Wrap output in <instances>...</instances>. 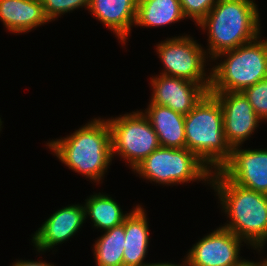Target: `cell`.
Returning a JSON list of instances; mask_svg holds the SVG:
<instances>
[{"label":"cell","mask_w":267,"mask_h":266,"mask_svg":"<svg viewBox=\"0 0 267 266\" xmlns=\"http://www.w3.org/2000/svg\"><path fill=\"white\" fill-rule=\"evenodd\" d=\"M143 113L157 134L160 147L186 148L185 115L169 107L149 103Z\"/></svg>","instance_id":"cell-15"},{"label":"cell","mask_w":267,"mask_h":266,"mask_svg":"<svg viewBox=\"0 0 267 266\" xmlns=\"http://www.w3.org/2000/svg\"><path fill=\"white\" fill-rule=\"evenodd\" d=\"M138 0H90L89 11L124 44L136 22Z\"/></svg>","instance_id":"cell-14"},{"label":"cell","mask_w":267,"mask_h":266,"mask_svg":"<svg viewBox=\"0 0 267 266\" xmlns=\"http://www.w3.org/2000/svg\"><path fill=\"white\" fill-rule=\"evenodd\" d=\"M209 184L230 219L221 227L261 251L267 241V194L235 184L220 170L212 171Z\"/></svg>","instance_id":"cell-1"},{"label":"cell","mask_w":267,"mask_h":266,"mask_svg":"<svg viewBox=\"0 0 267 266\" xmlns=\"http://www.w3.org/2000/svg\"><path fill=\"white\" fill-rule=\"evenodd\" d=\"M47 144L62 163L96 183L107 172L113 158L107 119H93L66 138Z\"/></svg>","instance_id":"cell-2"},{"label":"cell","mask_w":267,"mask_h":266,"mask_svg":"<svg viewBox=\"0 0 267 266\" xmlns=\"http://www.w3.org/2000/svg\"><path fill=\"white\" fill-rule=\"evenodd\" d=\"M262 266H267V258L259 262Z\"/></svg>","instance_id":"cell-27"},{"label":"cell","mask_w":267,"mask_h":266,"mask_svg":"<svg viewBox=\"0 0 267 266\" xmlns=\"http://www.w3.org/2000/svg\"><path fill=\"white\" fill-rule=\"evenodd\" d=\"M1 125H2V121H1V118H0V131H1Z\"/></svg>","instance_id":"cell-28"},{"label":"cell","mask_w":267,"mask_h":266,"mask_svg":"<svg viewBox=\"0 0 267 266\" xmlns=\"http://www.w3.org/2000/svg\"><path fill=\"white\" fill-rule=\"evenodd\" d=\"M49 21L55 20L67 12L85 6L89 9L90 0H40Z\"/></svg>","instance_id":"cell-22"},{"label":"cell","mask_w":267,"mask_h":266,"mask_svg":"<svg viewBox=\"0 0 267 266\" xmlns=\"http://www.w3.org/2000/svg\"><path fill=\"white\" fill-rule=\"evenodd\" d=\"M260 18L253 0H217L198 24L208 29V53L213 60L222 52L233 50L260 37Z\"/></svg>","instance_id":"cell-3"},{"label":"cell","mask_w":267,"mask_h":266,"mask_svg":"<svg viewBox=\"0 0 267 266\" xmlns=\"http://www.w3.org/2000/svg\"><path fill=\"white\" fill-rule=\"evenodd\" d=\"M147 266H189L188 265V262H187V260H186V258H185V261H183V264L181 265H177V264H172V263H149Z\"/></svg>","instance_id":"cell-25"},{"label":"cell","mask_w":267,"mask_h":266,"mask_svg":"<svg viewBox=\"0 0 267 266\" xmlns=\"http://www.w3.org/2000/svg\"><path fill=\"white\" fill-rule=\"evenodd\" d=\"M240 266H262L259 262H254V261H245L242 265Z\"/></svg>","instance_id":"cell-26"},{"label":"cell","mask_w":267,"mask_h":266,"mask_svg":"<svg viewBox=\"0 0 267 266\" xmlns=\"http://www.w3.org/2000/svg\"><path fill=\"white\" fill-rule=\"evenodd\" d=\"M124 222L106 230L94 244L96 266H123Z\"/></svg>","instance_id":"cell-20"},{"label":"cell","mask_w":267,"mask_h":266,"mask_svg":"<svg viewBox=\"0 0 267 266\" xmlns=\"http://www.w3.org/2000/svg\"><path fill=\"white\" fill-rule=\"evenodd\" d=\"M85 219V207L82 205L75 204L57 210L35 232L32 243L38 252L52 249L75 235Z\"/></svg>","instance_id":"cell-13"},{"label":"cell","mask_w":267,"mask_h":266,"mask_svg":"<svg viewBox=\"0 0 267 266\" xmlns=\"http://www.w3.org/2000/svg\"><path fill=\"white\" fill-rule=\"evenodd\" d=\"M259 39L257 37L214 58L225 56L227 59L211 68L209 92H242L267 78V39Z\"/></svg>","instance_id":"cell-5"},{"label":"cell","mask_w":267,"mask_h":266,"mask_svg":"<svg viewBox=\"0 0 267 266\" xmlns=\"http://www.w3.org/2000/svg\"><path fill=\"white\" fill-rule=\"evenodd\" d=\"M85 216H90L93 225L104 231L124 222L129 213L123 214L120 204L118 205L109 195L94 194L86 199Z\"/></svg>","instance_id":"cell-19"},{"label":"cell","mask_w":267,"mask_h":266,"mask_svg":"<svg viewBox=\"0 0 267 266\" xmlns=\"http://www.w3.org/2000/svg\"><path fill=\"white\" fill-rule=\"evenodd\" d=\"M141 205L135 207L124 220L125 247L123 266H147L144 263L149 244L148 222Z\"/></svg>","instance_id":"cell-17"},{"label":"cell","mask_w":267,"mask_h":266,"mask_svg":"<svg viewBox=\"0 0 267 266\" xmlns=\"http://www.w3.org/2000/svg\"><path fill=\"white\" fill-rule=\"evenodd\" d=\"M134 171L142 178L163 185L196 180L210 182L212 174L211 168L187 148L165 147L153 151L134 168Z\"/></svg>","instance_id":"cell-6"},{"label":"cell","mask_w":267,"mask_h":266,"mask_svg":"<svg viewBox=\"0 0 267 266\" xmlns=\"http://www.w3.org/2000/svg\"><path fill=\"white\" fill-rule=\"evenodd\" d=\"M150 103L166 106L183 115L188 114L208 93L198 83L160 74L151 79Z\"/></svg>","instance_id":"cell-12"},{"label":"cell","mask_w":267,"mask_h":266,"mask_svg":"<svg viewBox=\"0 0 267 266\" xmlns=\"http://www.w3.org/2000/svg\"><path fill=\"white\" fill-rule=\"evenodd\" d=\"M254 112L261 120L267 121V78L242 91Z\"/></svg>","instance_id":"cell-21"},{"label":"cell","mask_w":267,"mask_h":266,"mask_svg":"<svg viewBox=\"0 0 267 266\" xmlns=\"http://www.w3.org/2000/svg\"><path fill=\"white\" fill-rule=\"evenodd\" d=\"M185 19L179 0H138L135 25L159 27Z\"/></svg>","instance_id":"cell-18"},{"label":"cell","mask_w":267,"mask_h":266,"mask_svg":"<svg viewBox=\"0 0 267 266\" xmlns=\"http://www.w3.org/2000/svg\"><path fill=\"white\" fill-rule=\"evenodd\" d=\"M184 125L186 148L211 171L219 170L230 159L232 149L224 137L222 108L210 92L185 115Z\"/></svg>","instance_id":"cell-4"},{"label":"cell","mask_w":267,"mask_h":266,"mask_svg":"<svg viewBox=\"0 0 267 266\" xmlns=\"http://www.w3.org/2000/svg\"><path fill=\"white\" fill-rule=\"evenodd\" d=\"M111 130L112 157L120 155L134 168L160 147L157 134L143 112L107 120Z\"/></svg>","instance_id":"cell-7"},{"label":"cell","mask_w":267,"mask_h":266,"mask_svg":"<svg viewBox=\"0 0 267 266\" xmlns=\"http://www.w3.org/2000/svg\"><path fill=\"white\" fill-rule=\"evenodd\" d=\"M223 112L224 137L232 148L242 145L262 121L242 92H210Z\"/></svg>","instance_id":"cell-10"},{"label":"cell","mask_w":267,"mask_h":266,"mask_svg":"<svg viewBox=\"0 0 267 266\" xmlns=\"http://www.w3.org/2000/svg\"><path fill=\"white\" fill-rule=\"evenodd\" d=\"M156 50L165 67L160 74L198 83L209 92L211 75L204 69L207 51L196 40L186 35L173 37L159 43Z\"/></svg>","instance_id":"cell-8"},{"label":"cell","mask_w":267,"mask_h":266,"mask_svg":"<svg viewBox=\"0 0 267 266\" xmlns=\"http://www.w3.org/2000/svg\"><path fill=\"white\" fill-rule=\"evenodd\" d=\"M0 20L12 33H25L49 19L40 0H0Z\"/></svg>","instance_id":"cell-16"},{"label":"cell","mask_w":267,"mask_h":266,"mask_svg":"<svg viewBox=\"0 0 267 266\" xmlns=\"http://www.w3.org/2000/svg\"><path fill=\"white\" fill-rule=\"evenodd\" d=\"M243 241L220 226L194 244L186 260L189 266H240L246 261L239 256Z\"/></svg>","instance_id":"cell-9"},{"label":"cell","mask_w":267,"mask_h":266,"mask_svg":"<svg viewBox=\"0 0 267 266\" xmlns=\"http://www.w3.org/2000/svg\"><path fill=\"white\" fill-rule=\"evenodd\" d=\"M230 181L267 194V150L232 148L230 159L219 169Z\"/></svg>","instance_id":"cell-11"},{"label":"cell","mask_w":267,"mask_h":266,"mask_svg":"<svg viewBox=\"0 0 267 266\" xmlns=\"http://www.w3.org/2000/svg\"><path fill=\"white\" fill-rule=\"evenodd\" d=\"M185 18L193 19L198 25L217 3V0H179Z\"/></svg>","instance_id":"cell-23"},{"label":"cell","mask_w":267,"mask_h":266,"mask_svg":"<svg viewBox=\"0 0 267 266\" xmlns=\"http://www.w3.org/2000/svg\"><path fill=\"white\" fill-rule=\"evenodd\" d=\"M11 266H54L50 263L46 262H38V261H29V260H18L17 262H14Z\"/></svg>","instance_id":"cell-24"}]
</instances>
